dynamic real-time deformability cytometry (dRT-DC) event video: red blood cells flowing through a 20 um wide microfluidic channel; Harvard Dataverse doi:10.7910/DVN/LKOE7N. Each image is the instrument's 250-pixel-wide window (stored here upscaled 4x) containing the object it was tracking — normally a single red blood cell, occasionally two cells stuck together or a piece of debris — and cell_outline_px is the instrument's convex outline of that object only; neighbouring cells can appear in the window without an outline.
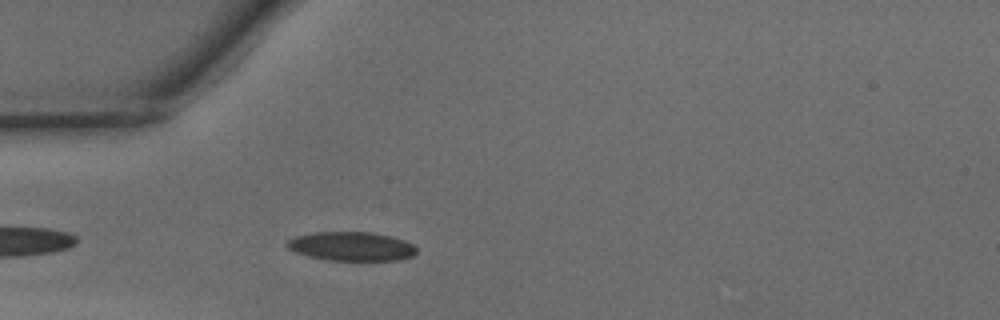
{"species": "common noctule bat (a hibernating species)", "species_latin": "Nyctalus noctula", "temperature_condition": "warm", "stored_images_in_passage": 6, "camera_frame_rate_fps": 3000, "um_per_image_px": 0.085, "animal": {"sex": "male", "body_mass_g": 15.6}, "frame": {"image": 1, "passage_image": 3, "time_ms": 0.667, "image_size_px": [1000, 320], "cell_outline_px": [[416, 252], [412, 256], [400, 260], [324, 260], [308, 256], [296, 252], [288, 248], [284, 244], [288, 240], [296, 236], [312, 232], [372, 232], [404, 240], [412, 244], [416, 248]], "centroid_in_image_um": [29.84, 20.94], "position_along_channel_um": 55.2, "area_um2": 21.85}}